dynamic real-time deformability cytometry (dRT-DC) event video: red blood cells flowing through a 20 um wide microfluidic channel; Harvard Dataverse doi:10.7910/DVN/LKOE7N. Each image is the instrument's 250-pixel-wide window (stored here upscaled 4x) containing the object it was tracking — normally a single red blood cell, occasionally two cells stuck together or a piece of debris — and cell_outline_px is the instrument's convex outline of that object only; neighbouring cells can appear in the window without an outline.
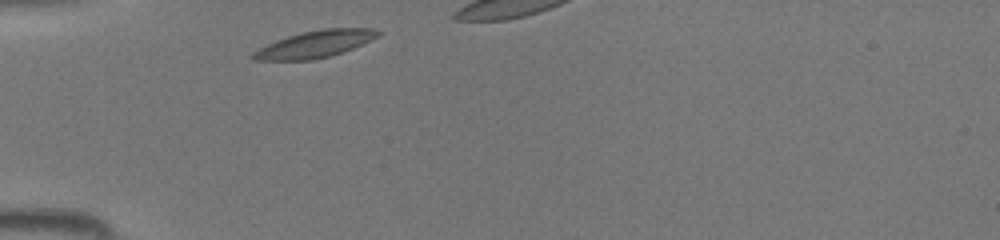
{"species": "common noctule bat (a hibernating species)", "species_latin": "Nyctalus noctula", "temperature_condition": "room temperature", "stored_images_in_passage": 10, "camera_frame_rate_fps": 3000, "um_per_image_px": 0.085, "animal": {"sex": "female", "body_mass_g": 19.5, "forearm_length_mm": 54.1}, "frame": {"image": 1, "passage_image": 1, "time_ms": 0.0, "image_size_px": [1000, 240], "cell_outline_px": [[380, 36], [372, 40], [352, 48], [328, 56], [312, 60], [252, 60], [248, 56], [252, 52], [276, 40], [300, 32], [324, 28], [376, 28], [380, 32]], "centroid_in_image_um": [26.76, 3.74], "position_along_channel_um": 58.2, "area_um2": 19.59}}
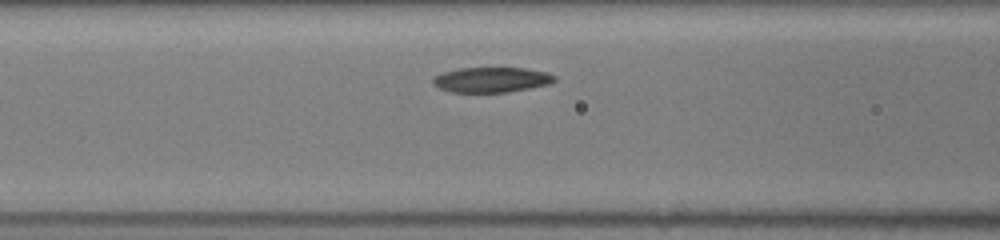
{"frame": {"image": 2, "passage_image": 6, "time_ms": 1.667, "image_size_px": [1000, 240], "cell_outline_px": [[556, 80], [548, 84], [508, 92], [452, 92], [440, 88], [432, 84], [432, 76], [444, 72], [460, 68], [524, 68], [548, 72], [556, 76]], "centroid_in_image_um": [41.76, 6.77], "position_along_channel_um": 124.8, "area_um2": 17.8}}
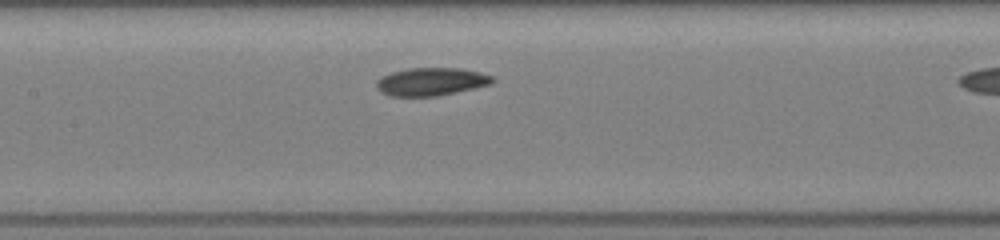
{"frame": {"image": 3, "passage_image": 9, "time_ms": 2.667, "image_size_px": [1000, 240], "cell_outline_px": [[496, 80], [492, 84], [456, 92], [436, 96], [392, 96], [380, 92], [376, 88], [376, 80], [380, 76], [392, 72], [408, 68], [460, 68], [480, 72], [492, 76]], "centroid_in_image_um": [36.63, 6.94], "position_along_channel_um": 170.8, "area_um2": 19.02}}